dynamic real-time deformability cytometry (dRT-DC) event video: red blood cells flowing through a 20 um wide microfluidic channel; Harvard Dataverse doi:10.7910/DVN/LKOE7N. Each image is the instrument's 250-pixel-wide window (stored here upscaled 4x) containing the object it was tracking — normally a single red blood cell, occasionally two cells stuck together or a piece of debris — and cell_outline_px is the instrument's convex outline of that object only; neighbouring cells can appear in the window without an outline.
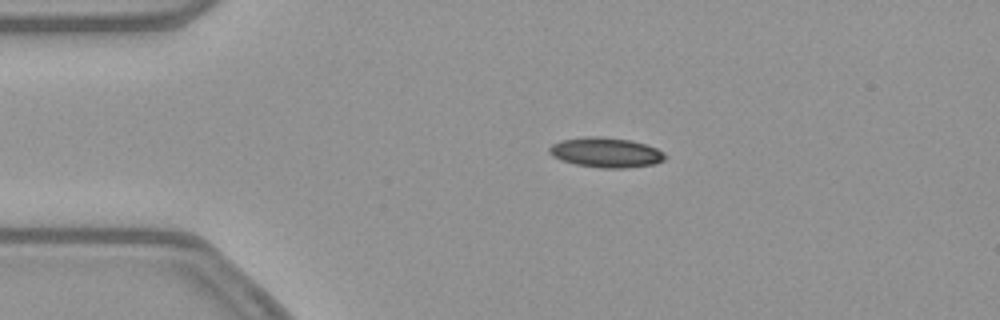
{"species": "common noctule bat (a hibernating species)", "species_latin": "Nyctalus noctula", "temperature_condition": "warm", "stored_images_in_passage": 45, "camera_frame_rate_fps": 3000, "um_per_image_px": 0.085, "animal": {"sex": "female", "body_mass_g": 21.9}, "frame": {"image": 1, "passage_image": 3, "time_ms": 0.667, "image_size_px": [1000, 320], "cell_outline_px": [[668, 156], [664, 160], [656, 164], [624, 168], [600, 168], [576, 164], [560, 160], [552, 156], [548, 152], [548, 148], [552, 144], [560, 140], [584, 136], [600, 136], [632, 140], [656, 148], [664, 152]], "centroid_in_image_um": [51.5, 12.95], "position_along_channel_um": 33.5, "area_um2": 20.46}}
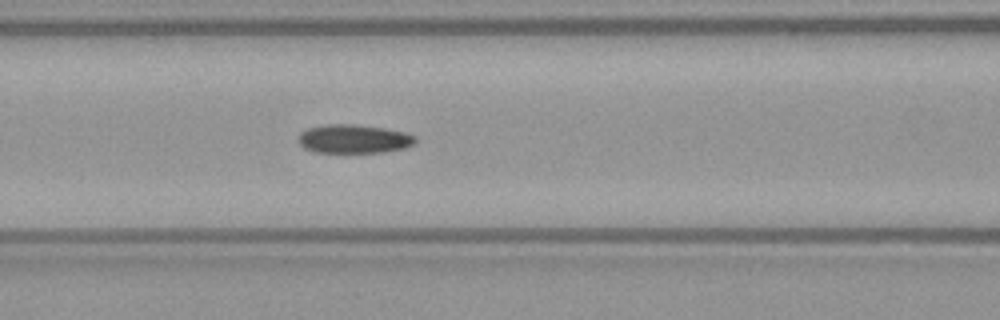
{"frame": {"image": 2, "passage_image": 14, "time_ms": 4.333, "image_size_px": [1000, 320], "cell_outline_px": [[416, 144], [408, 148], [384, 152], [316, 152], [304, 148], [296, 140], [296, 136], [300, 132], [308, 128], [328, 124], [356, 124], [384, 128], [404, 132], [416, 136]], "centroid_in_image_um": [30.08, 11.8], "position_along_channel_um": 136.5, "area_um2": 19.88}}
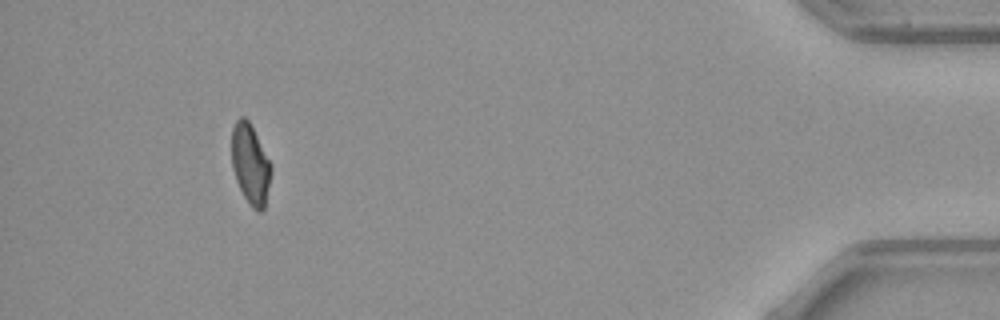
{"frame": {"image": 3, "passage_image": 41, "time_ms": 13.333, "image_size_px": [1000, 320], "cell_outline_px": [[272, 172], [264, 208], [260, 212], [256, 212], [248, 204], [236, 180], [232, 168], [232, 128], [236, 120], [240, 116], [244, 116], [248, 120], [272, 164]], "centroid_in_image_um": [21.29, 13.97], "position_along_channel_um": 413.9, "area_um2": 18.5}, "authors_computed_cell_mechanics": {"area_um2": 19.7676, "velocity_mm_per_s": 3.8718, "shape_relaxation_time_tau1_ms": null, "shape_relaxation_time_tau2_ms": 4.4864, "deformation_change_tau1": null, "deformation_change_tau2": 0.1055}}